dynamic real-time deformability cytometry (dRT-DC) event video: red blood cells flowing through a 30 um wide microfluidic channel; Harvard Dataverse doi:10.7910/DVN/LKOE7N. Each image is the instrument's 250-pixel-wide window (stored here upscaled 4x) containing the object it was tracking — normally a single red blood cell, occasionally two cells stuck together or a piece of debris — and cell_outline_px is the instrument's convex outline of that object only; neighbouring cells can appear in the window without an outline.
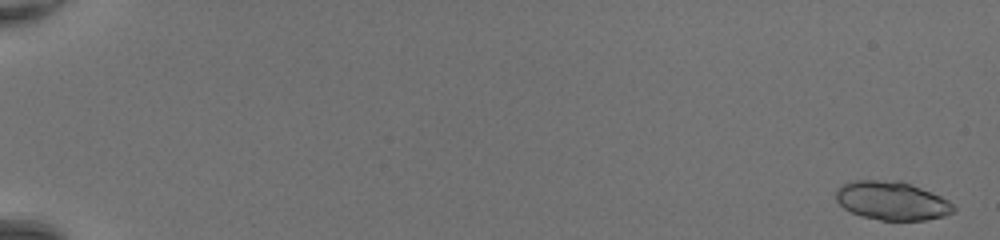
{"species": "common noctule bat (a hibernating species)", "species_latin": "Nyctalus noctula", "temperature_condition": "room temperature", "stored_images_in_passage": 50, "segment_of_instrument_passage": [1, 2], "camera_frame_rate_fps": 3000, "um_per_image_px": 0.085, "animal": {"sex": "female", "body_mass_g": 20.0, "forearm_length_mm": 54.0}, "frame": {"image": 1, "passage_image": 2, "time_ms": 0.333, "image_size_px": [1000, 240], "cell_outline_px": [[956, 208], [952, 212], [944, 216], [924, 220], [880, 220], [860, 216], [844, 208], [836, 200], [836, 188], [840, 184], [852, 180], [900, 180], [940, 196], [948, 200]], "centroid_in_image_um": [75.76, 17.05], "position_along_channel_um": 9.2, "area_um2": 26.53}}
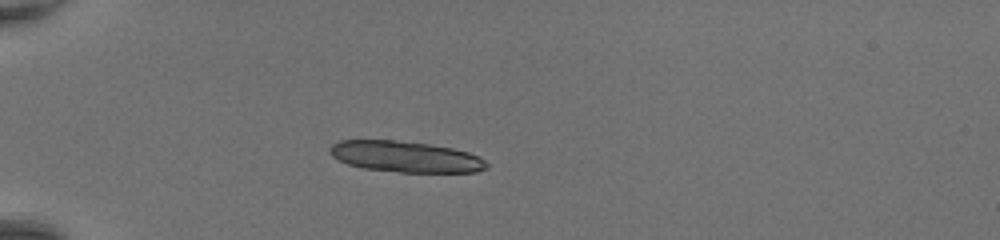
{"frame": {"image": 2, "passage_image": 17, "time_ms": 5.333, "image_size_px": [1000, 240], "cell_outline_px": [[488, 168], [476, 172], [400, 172], [364, 168], [348, 164], [332, 156], [328, 152], [328, 148], [332, 144], [340, 140], [392, 140], [428, 144], [452, 148], [468, 152], [480, 156], [488, 164]], "centroid_in_image_um": [34.47, 13.32], "position_along_channel_um": 50.5, "area_um2": 28.32}}